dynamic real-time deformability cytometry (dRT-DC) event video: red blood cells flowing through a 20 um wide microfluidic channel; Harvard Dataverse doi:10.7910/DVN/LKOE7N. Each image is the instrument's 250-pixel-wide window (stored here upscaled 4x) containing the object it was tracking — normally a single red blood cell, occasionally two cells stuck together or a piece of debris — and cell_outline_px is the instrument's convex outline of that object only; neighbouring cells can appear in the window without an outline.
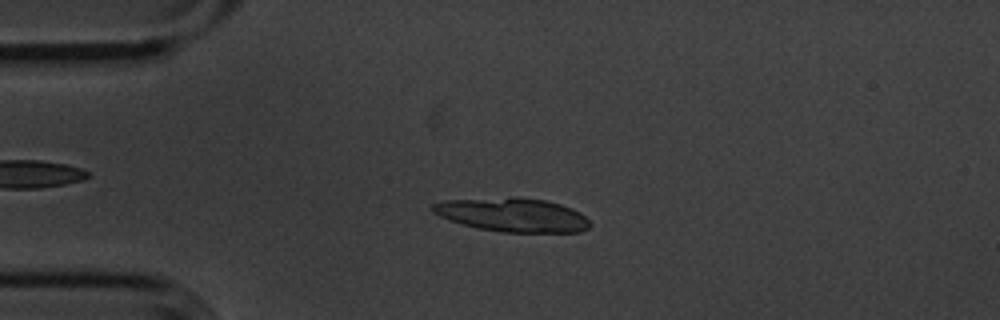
{"species": "common noctule bat (a hibernating species)", "species_latin": "Nyctalus noctula", "temperature_condition": "cold", "stored_images_in_passage": 54, "segment_of_instrument_passage": [1, 2], "camera_frame_rate_fps": 3000, "um_per_image_px": 0.085, "animal": {"sex": "male", "body_mass_g": 20.1, "forearm_length_mm": 53.5}, "frame": {"image": 1, "passage_image": 12, "time_ms": 3.667, "image_size_px": [1000, 320], "cell_outline_px": [[592, 224], [588, 228], [580, 232], [504, 232], [480, 228], [448, 220], [432, 212], [432, 204], [444, 200], [512, 196], [544, 200], [560, 204], [572, 208], [580, 212]], "centroid_in_image_um": [43.57, 18.25], "position_along_channel_um": 41.4, "area_um2": 31.04}}